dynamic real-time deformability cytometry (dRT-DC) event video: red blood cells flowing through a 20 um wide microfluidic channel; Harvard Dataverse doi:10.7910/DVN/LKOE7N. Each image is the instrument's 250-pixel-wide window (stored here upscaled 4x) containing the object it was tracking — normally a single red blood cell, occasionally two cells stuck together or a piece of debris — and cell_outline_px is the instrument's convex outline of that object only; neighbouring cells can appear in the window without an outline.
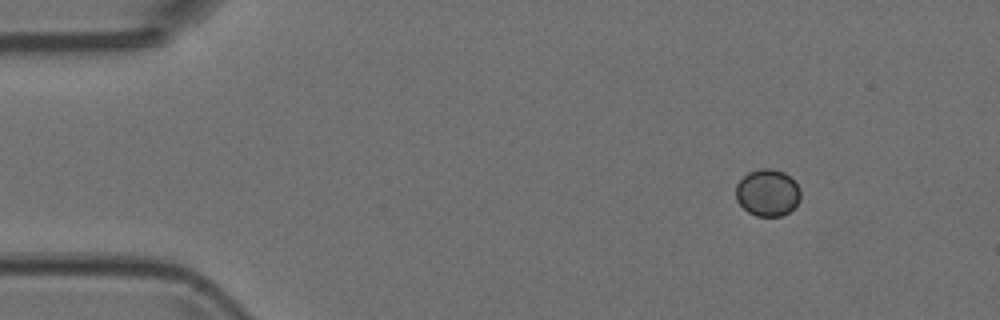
{"species": "Egyptian fruit bat (a non-hibernating species)", "species_latin": "Rousettus aegyptiacus", "temperature_condition": "room temperature", "stored_images_in_passage": 5, "camera_frame_rate_fps": 3000, "um_per_image_px": 0.085, "animal": {"sex": "female"}, "frame": {"image": 1, "passage_image": 1, "time_ms": 0.0, "image_size_px": [1000, 320], "cell_outline_px": [[800, 200], [788, 212], [780, 216], [756, 216], [748, 212], [736, 200], [736, 184], [748, 172], [760, 168], [772, 168], [784, 172], [800, 188]], "centroid_in_image_um": [65.22, 16.37], "position_along_channel_um": 19.8, "area_um2": 17.63}}
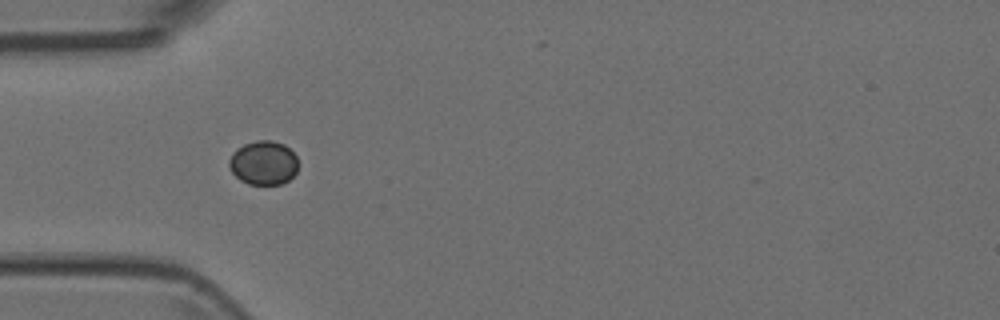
{"frame": {"image": 2, "passage_image": 4, "time_ms": 1.0, "image_size_px": [1000, 320], "cell_outline_px": [[300, 164], [296, 172], [288, 180], [280, 184], [248, 184], [240, 180], [232, 172], [228, 164], [228, 160], [232, 152], [236, 148], [244, 144], [256, 140], [272, 140], [284, 144], [296, 156]], "centroid_in_image_um": [22.39, 13.83], "position_along_channel_um": 62.6, "area_um2": 17.92}}
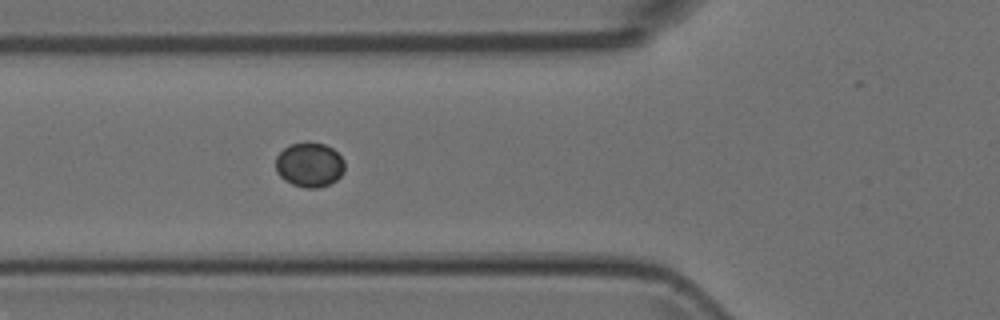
{"frame": {"image": 3, "passage_image": 5, "time_ms": 1.333, "image_size_px": [1000, 320], "cell_outline_px": [[344, 172], [336, 180], [328, 184], [316, 188], [308, 188], [292, 184], [284, 180], [276, 172], [276, 156], [284, 148], [292, 144], [308, 140], [324, 144], [332, 148], [344, 160]], "centroid_in_image_um": [26.3, 13.98], "position_along_channel_um": 99.5, "area_um2": 18.03}}